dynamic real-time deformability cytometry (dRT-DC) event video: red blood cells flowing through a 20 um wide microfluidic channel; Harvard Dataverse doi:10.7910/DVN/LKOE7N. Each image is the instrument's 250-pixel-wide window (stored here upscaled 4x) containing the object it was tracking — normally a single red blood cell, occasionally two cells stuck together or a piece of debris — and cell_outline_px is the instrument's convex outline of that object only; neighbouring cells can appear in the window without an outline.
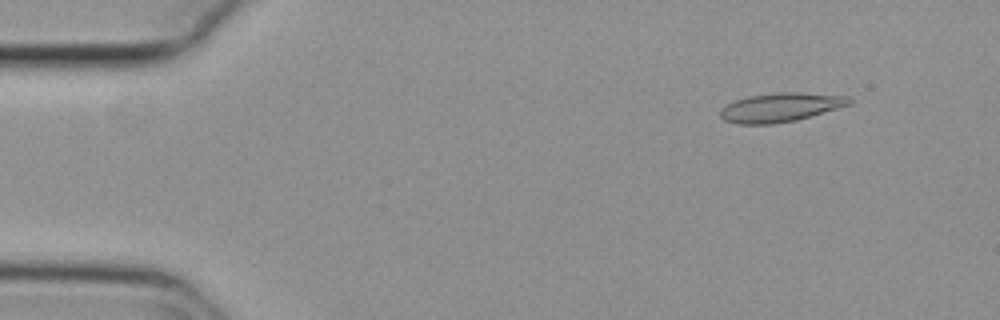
{"species": "common noctule bat (a hibernating species)", "species_latin": "Nyctalus noctula", "temperature_condition": "cold", "stored_images_in_passage": 52, "camera_frame_rate_fps": 3000, "um_per_image_px": 0.085, "animal": {"sex": "female", "body_mass_g": 29.2, "forearm_length_mm": 56.3}, "frame": {"image": 1, "passage_image": 4, "time_ms": 1.0, "image_size_px": [1000, 320], "cell_outline_px": [[852, 104], [796, 120], [772, 124], [736, 124], [724, 120], [720, 116], [720, 108], [724, 104], [748, 96], [780, 92], [800, 92], [848, 96], [852, 100]], "centroid_in_image_um": [66.32, 9.12], "position_along_channel_um": 18.7, "area_um2": 21.85}}
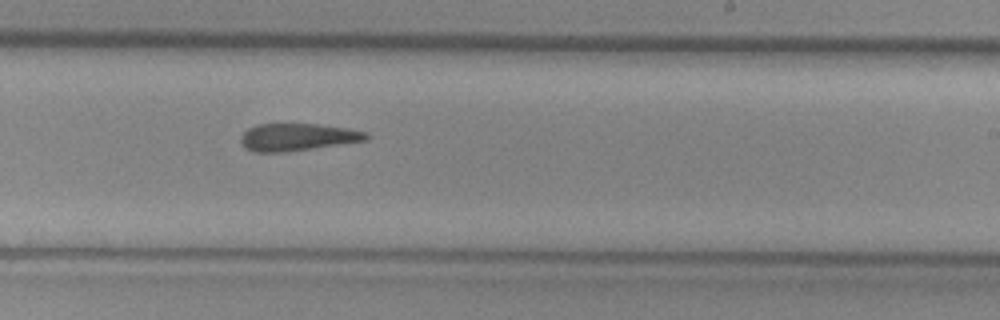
{"frame": {"image": 2, "passage_image": 31, "time_ms": 10.0, "image_size_px": [1000, 320], "cell_outline_px": [[368, 140], [284, 152], [252, 152], [240, 140], [240, 136], [248, 128], [256, 124], [316, 124], [348, 128], [368, 132]], "centroid_in_image_um": [25.29, 11.64], "position_along_channel_um": 263.7, "area_um2": 19.83}}
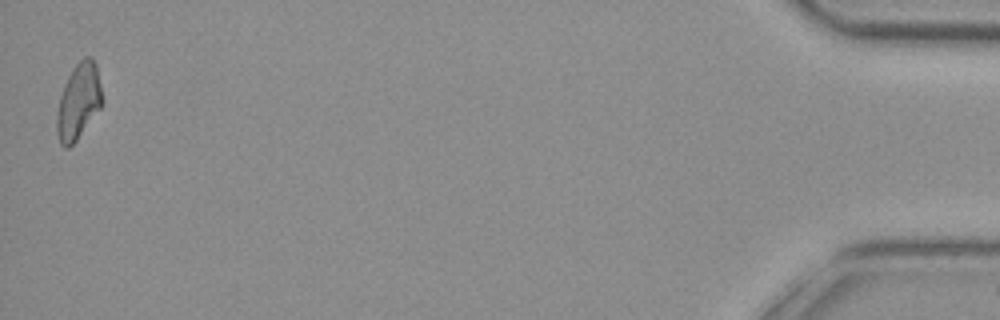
{"frame": {"image": 3, "passage_image": 52, "time_ms": 17.0, "image_size_px": [1000, 320], "cell_outline_px": [[104, 104], [76, 140], [68, 148], [64, 148], [60, 144], [56, 132], [56, 116], [60, 96], [64, 84], [72, 68], [84, 56], [92, 56], [96, 64], [104, 100]], "centroid_in_image_um": [6.69, 8.61], "position_along_channel_um": 428.5, "area_um2": 20.35}}